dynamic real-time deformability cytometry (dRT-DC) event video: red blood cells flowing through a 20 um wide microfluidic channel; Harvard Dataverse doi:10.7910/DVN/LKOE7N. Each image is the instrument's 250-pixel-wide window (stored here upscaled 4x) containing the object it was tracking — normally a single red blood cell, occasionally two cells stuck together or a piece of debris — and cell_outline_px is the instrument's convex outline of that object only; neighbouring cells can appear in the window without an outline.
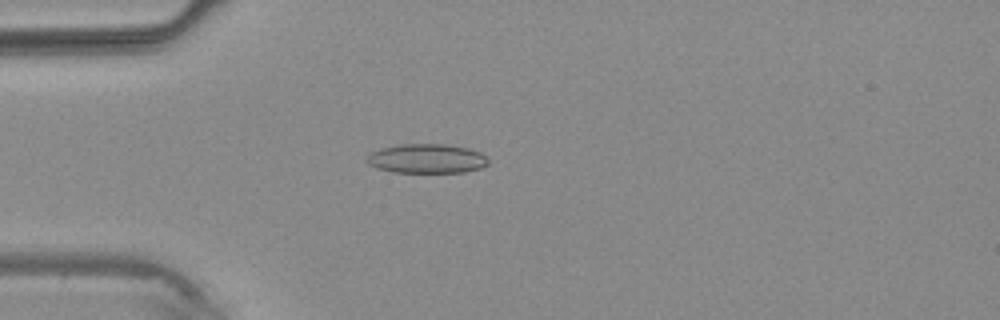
{"species": "common noctule bat (a hibernating species)", "species_latin": "Nyctalus noctula", "temperature_condition": "warm", "stored_images_in_passage": 2, "camera_frame_rate_fps": 3000, "um_per_image_px": 0.085, "animal": {"sex": "male", "body_mass_g": 20.4}, "frame": {"image": 1, "passage_image": 2, "time_ms": 1.0, "image_size_px": [1000, 320], "cell_outline_px": [[488, 164], [480, 168], [464, 172], [392, 172], [376, 168], [368, 164], [368, 156], [372, 152], [380, 148], [400, 144], [444, 144], [468, 148], [480, 152], [488, 160]], "centroid_in_image_um": [36.27, 13.48], "position_along_channel_um": 48.7, "area_um2": 20.63}}